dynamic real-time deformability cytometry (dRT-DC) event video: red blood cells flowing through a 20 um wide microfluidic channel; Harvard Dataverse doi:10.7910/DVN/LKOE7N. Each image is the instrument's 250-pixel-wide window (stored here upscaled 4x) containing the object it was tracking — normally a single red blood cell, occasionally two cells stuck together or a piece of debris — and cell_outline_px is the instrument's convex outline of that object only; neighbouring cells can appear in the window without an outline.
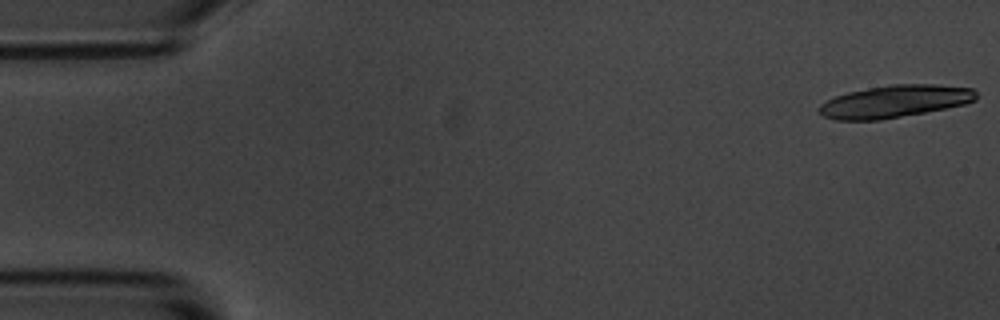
{"species": "common noctule bat (a hibernating species)", "species_latin": "Nyctalus noctula", "temperature_condition": "room temperature", "stored_images_in_passage": 13, "segment_of_instrument_passage": [1, 2], "camera_frame_rate_fps": 3000, "um_per_image_px": 0.085, "animal": {"sex": "male", "body_mass_g": 20.1, "forearm_length_mm": 53.5}, "frame": {"image": 1, "passage_image": 1, "time_ms": 0.0, "image_size_px": [1000, 320], "cell_outline_px": [[976, 100], [964, 104], [924, 112], [880, 120], [836, 120], [824, 116], [816, 108], [820, 104], [836, 96], [848, 92], [892, 84], [936, 84], [972, 88], [976, 92]], "centroid_in_image_um": [76.04, 8.62], "position_along_channel_um": 9.0, "area_um2": 29.36}}